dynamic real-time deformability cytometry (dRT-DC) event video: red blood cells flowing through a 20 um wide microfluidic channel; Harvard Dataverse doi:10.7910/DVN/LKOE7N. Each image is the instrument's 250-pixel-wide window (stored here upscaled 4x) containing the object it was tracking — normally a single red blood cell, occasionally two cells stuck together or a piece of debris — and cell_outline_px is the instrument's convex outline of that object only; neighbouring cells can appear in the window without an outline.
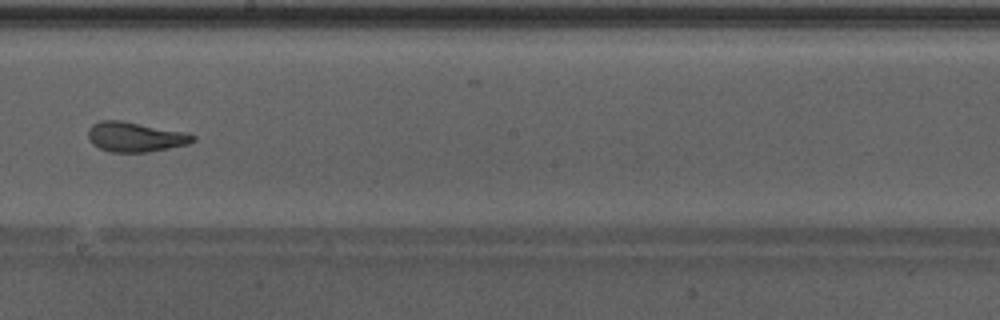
{"species": "Egyptian fruit bat (a non-hibernating species)", "species_latin": "Rousettus aegyptiacus", "temperature_condition": "warm", "stored_images_in_passage": 36, "camera_frame_rate_fps": 3000, "um_per_image_px": 0.085, "animal": {"sex": "male"}, "frame": {"image": 1, "passage_image": 16, "time_ms": 5.0, "image_size_px": [1000, 320], "cell_outline_px": [[196, 140], [188, 144], [148, 152], [112, 152], [100, 148], [92, 144], [88, 140], [88, 128], [92, 124], [100, 120], [120, 120], [184, 132], [196, 136]], "centroid_in_image_um": [11.46, 11.64], "position_along_channel_um": 236.7, "area_um2": 18.15}, "authors_computed_cell_mechanics": {"area_um2": 18.5249, "velocity_mm_per_s": 4.2672, "shape_relaxation_time_tau1_ms": 3.0292, "shape_relaxation_time_tau2_ms": 0.9456, "deformation_change_tau1": 0.1533, "deformation_change_tau2": 0.079}}